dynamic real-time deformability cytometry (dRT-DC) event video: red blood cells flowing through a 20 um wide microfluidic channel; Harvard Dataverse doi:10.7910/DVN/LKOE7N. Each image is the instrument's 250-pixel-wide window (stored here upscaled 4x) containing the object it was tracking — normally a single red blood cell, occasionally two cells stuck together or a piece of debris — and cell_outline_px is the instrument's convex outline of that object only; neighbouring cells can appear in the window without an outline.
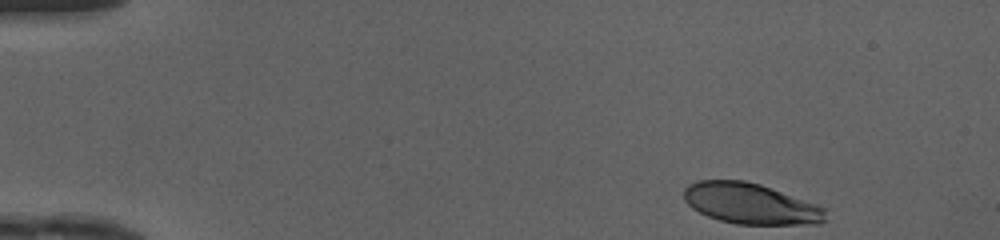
{"species": "human", "species_latin": "Homo sapiens", "temperature_condition": "cold", "stored_images_in_passage": 44, "camera_frame_rate_fps": 3000, "um_per_image_px": 0.085, "donor": {"sex": "female"}, "frame": {"image": 1, "passage_image": 1, "time_ms": 0.0, "image_size_px": [1000, 240], "cell_outline_px": [[828, 220], [820, 224], [736, 224], [720, 220], [708, 216], [692, 208], [684, 200], [684, 188], [688, 184], [696, 180], [744, 180], [760, 184], [828, 208]], "centroid_in_image_um": [63.84, 17.31], "position_along_channel_um": 21.2, "area_um2": 33.99}}
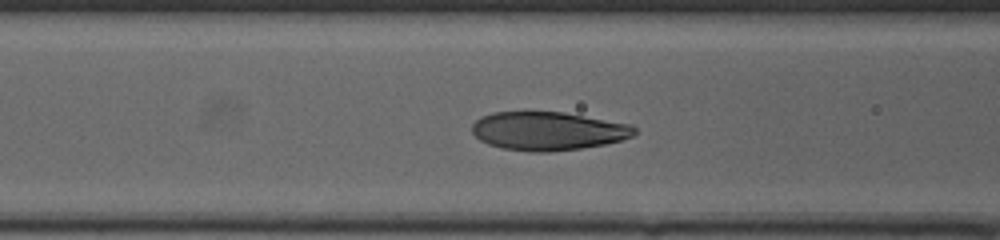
{"frame": {"image": 2, "passage_image": 16, "time_ms": 5.0, "image_size_px": [1000, 240], "cell_outline_px": [[636, 132], [632, 136], [620, 140], [604, 144], [580, 148], [548, 152], [532, 152], [504, 148], [488, 144], [480, 140], [472, 132], [472, 124], [480, 116], [492, 112], [564, 112], [632, 124], [636, 128]], "centroid_in_image_um": [46.57, 11.12], "position_along_channel_um": 120.0, "area_um2": 36.41}}
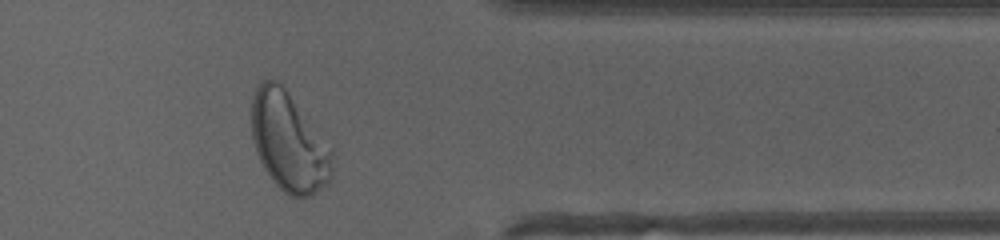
{"frame": {"image": 3, "passage_image": 36, "time_ms": 11.667, "image_size_px": [1000, 240], "cell_outline_px": [[332, 180], [328, 184], [312, 196], [292, 196], [284, 192], [272, 180], [264, 168], [256, 152], [252, 136], [252, 96], [260, 80], [280, 80], [332, 148]], "centroid_in_image_um": [24.57, 12.05], "position_along_channel_um": 386.8, "area_um2": 46.88}, "authors_computed_cell_mechanics": {"area_um2": 37.0498, "velocity_mm_per_s": 4.1534, "shape_relaxation_time_tau1_ms": 2.7339, "shape_relaxation_time_tau2_ms": null, "deformation_change_tau1": 0.1797, "deformation_change_tau2": null}}